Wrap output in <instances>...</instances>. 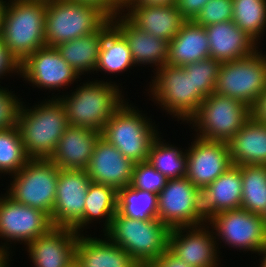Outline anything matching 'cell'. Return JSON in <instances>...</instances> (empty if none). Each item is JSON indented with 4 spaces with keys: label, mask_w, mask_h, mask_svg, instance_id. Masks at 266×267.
Instances as JSON below:
<instances>
[{
    "label": "cell",
    "mask_w": 266,
    "mask_h": 267,
    "mask_svg": "<svg viewBox=\"0 0 266 267\" xmlns=\"http://www.w3.org/2000/svg\"><path fill=\"white\" fill-rule=\"evenodd\" d=\"M98 79L101 78H92V81L87 78L76 85V89L57 97L64 106L69 125L102 131L110 117L127 100L122 83L117 84L111 77L110 81Z\"/></svg>",
    "instance_id": "6da1fadb"
},
{
    "label": "cell",
    "mask_w": 266,
    "mask_h": 267,
    "mask_svg": "<svg viewBox=\"0 0 266 267\" xmlns=\"http://www.w3.org/2000/svg\"><path fill=\"white\" fill-rule=\"evenodd\" d=\"M46 10L47 0H5L0 37L19 63L46 45Z\"/></svg>",
    "instance_id": "7a4b0ae2"
},
{
    "label": "cell",
    "mask_w": 266,
    "mask_h": 267,
    "mask_svg": "<svg viewBox=\"0 0 266 267\" xmlns=\"http://www.w3.org/2000/svg\"><path fill=\"white\" fill-rule=\"evenodd\" d=\"M47 97L32 106L22 101L18 112L17 126L30 158L49 159L69 126L59 99Z\"/></svg>",
    "instance_id": "3957f363"
},
{
    "label": "cell",
    "mask_w": 266,
    "mask_h": 267,
    "mask_svg": "<svg viewBox=\"0 0 266 267\" xmlns=\"http://www.w3.org/2000/svg\"><path fill=\"white\" fill-rule=\"evenodd\" d=\"M129 101L110 117L101 136L134 163L148 161L151 146L161 131L152 116Z\"/></svg>",
    "instance_id": "277c9868"
},
{
    "label": "cell",
    "mask_w": 266,
    "mask_h": 267,
    "mask_svg": "<svg viewBox=\"0 0 266 267\" xmlns=\"http://www.w3.org/2000/svg\"><path fill=\"white\" fill-rule=\"evenodd\" d=\"M170 230L157 218L141 221L125 217L117 211L104 234L141 267H148L168 248Z\"/></svg>",
    "instance_id": "5b68a950"
},
{
    "label": "cell",
    "mask_w": 266,
    "mask_h": 267,
    "mask_svg": "<svg viewBox=\"0 0 266 267\" xmlns=\"http://www.w3.org/2000/svg\"><path fill=\"white\" fill-rule=\"evenodd\" d=\"M153 74L144 93L166 115L181 120L180 124L187 123L203 101L193 89L190 73L184 67L165 64Z\"/></svg>",
    "instance_id": "8992f818"
},
{
    "label": "cell",
    "mask_w": 266,
    "mask_h": 267,
    "mask_svg": "<svg viewBox=\"0 0 266 267\" xmlns=\"http://www.w3.org/2000/svg\"><path fill=\"white\" fill-rule=\"evenodd\" d=\"M98 7L69 0H48L45 13L46 45L56 47L97 30L108 20Z\"/></svg>",
    "instance_id": "52a82bcc"
},
{
    "label": "cell",
    "mask_w": 266,
    "mask_h": 267,
    "mask_svg": "<svg viewBox=\"0 0 266 267\" xmlns=\"http://www.w3.org/2000/svg\"><path fill=\"white\" fill-rule=\"evenodd\" d=\"M251 116V108L242 101L212 93L185 125L201 139L227 143Z\"/></svg>",
    "instance_id": "ba28073f"
},
{
    "label": "cell",
    "mask_w": 266,
    "mask_h": 267,
    "mask_svg": "<svg viewBox=\"0 0 266 267\" xmlns=\"http://www.w3.org/2000/svg\"><path fill=\"white\" fill-rule=\"evenodd\" d=\"M59 168L50 159L31 158L10 176L5 194L13 201L52 215Z\"/></svg>",
    "instance_id": "9c48e42d"
},
{
    "label": "cell",
    "mask_w": 266,
    "mask_h": 267,
    "mask_svg": "<svg viewBox=\"0 0 266 267\" xmlns=\"http://www.w3.org/2000/svg\"><path fill=\"white\" fill-rule=\"evenodd\" d=\"M266 90V52L260 48L234 61L221 62L214 93L252 108Z\"/></svg>",
    "instance_id": "30bf717a"
},
{
    "label": "cell",
    "mask_w": 266,
    "mask_h": 267,
    "mask_svg": "<svg viewBox=\"0 0 266 267\" xmlns=\"http://www.w3.org/2000/svg\"><path fill=\"white\" fill-rule=\"evenodd\" d=\"M207 224L213 230L218 249H221L223 242L237 252L247 251L246 253L258 255L266 247L263 215L239 208L217 213L207 220Z\"/></svg>",
    "instance_id": "8fae6325"
},
{
    "label": "cell",
    "mask_w": 266,
    "mask_h": 267,
    "mask_svg": "<svg viewBox=\"0 0 266 267\" xmlns=\"http://www.w3.org/2000/svg\"><path fill=\"white\" fill-rule=\"evenodd\" d=\"M53 228L50 217L33 207L13 201L5 193L0 195V246L13 254L17 244L26 246ZM4 242H3V241ZM13 246H12V245ZM12 251V252H11Z\"/></svg>",
    "instance_id": "7c38bea8"
},
{
    "label": "cell",
    "mask_w": 266,
    "mask_h": 267,
    "mask_svg": "<svg viewBox=\"0 0 266 267\" xmlns=\"http://www.w3.org/2000/svg\"><path fill=\"white\" fill-rule=\"evenodd\" d=\"M157 219L170 229L207 223L201 208V191L186 177L168 179L158 193Z\"/></svg>",
    "instance_id": "4fadbf2b"
},
{
    "label": "cell",
    "mask_w": 266,
    "mask_h": 267,
    "mask_svg": "<svg viewBox=\"0 0 266 267\" xmlns=\"http://www.w3.org/2000/svg\"><path fill=\"white\" fill-rule=\"evenodd\" d=\"M19 78H23L24 83L32 84L30 86L33 88L46 89L45 93L47 90L49 93L53 91L51 98H57L63 93L60 92L61 89L66 91L70 85H76L82 80L57 49L47 45L37 49L20 63ZM56 90L59 93L55 94Z\"/></svg>",
    "instance_id": "5bb4252c"
},
{
    "label": "cell",
    "mask_w": 266,
    "mask_h": 267,
    "mask_svg": "<svg viewBox=\"0 0 266 267\" xmlns=\"http://www.w3.org/2000/svg\"><path fill=\"white\" fill-rule=\"evenodd\" d=\"M168 249L191 267H221L222 252L207 223L171 229Z\"/></svg>",
    "instance_id": "9a60e30c"
},
{
    "label": "cell",
    "mask_w": 266,
    "mask_h": 267,
    "mask_svg": "<svg viewBox=\"0 0 266 267\" xmlns=\"http://www.w3.org/2000/svg\"><path fill=\"white\" fill-rule=\"evenodd\" d=\"M188 144L186 178L200 191L215 181L233 164L228 143L193 136Z\"/></svg>",
    "instance_id": "2e32d148"
},
{
    "label": "cell",
    "mask_w": 266,
    "mask_h": 267,
    "mask_svg": "<svg viewBox=\"0 0 266 267\" xmlns=\"http://www.w3.org/2000/svg\"><path fill=\"white\" fill-rule=\"evenodd\" d=\"M92 180L82 169H60L51 215L53 227L72 228L84 215L85 199Z\"/></svg>",
    "instance_id": "e0dca14e"
},
{
    "label": "cell",
    "mask_w": 266,
    "mask_h": 267,
    "mask_svg": "<svg viewBox=\"0 0 266 267\" xmlns=\"http://www.w3.org/2000/svg\"><path fill=\"white\" fill-rule=\"evenodd\" d=\"M98 39L100 49L94 75L100 72L116 76L128 70L130 73V69L136 67L128 42L122 35V13L108 18L98 29Z\"/></svg>",
    "instance_id": "ac0fdd59"
},
{
    "label": "cell",
    "mask_w": 266,
    "mask_h": 267,
    "mask_svg": "<svg viewBox=\"0 0 266 267\" xmlns=\"http://www.w3.org/2000/svg\"><path fill=\"white\" fill-rule=\"evenodd\" d=\"M78 236L72 228L53 227L29 242L24 250L33 267H70L75 261Z\"/></svg>",
    "instance_id": "d6986e66"
},
{
    "label": "cell",
    "mask_w": 266,
    "mask_h": 267,
    "mask_svg": "<svg viewBox=\"0 0 266 267\" xmlns=\"http://www.w3.org/2000/svg\"><path fill=\"white\" fill-rule=\"evenodd\" d=\"M135 163L102 136L96 141L93 155L86 169L92 182L111 186L117 191L132 182Z\"/></svg>",
    "instance_id": "ffe728a7"
},
{
    "label": "cell",
    "mask_w": 266,
    "mask_h": 267,
    "mask_svg": "<svg viewBox=\"0 0 266 267\" xmlns=\"http://www.w3.org/2000/svg\"><path fill=\"white\" fill-rule=\"evenodd\" d=\"M122 14L140 30L167 42L173 39L186 21L176 3L157 6H124Z\"/></svg>",
    "instance_id": "44dd1931"
},
{
    "label": "cell",
    "mask_w": 266,
    "mask_h": 267,
    "mask_svg": "<svg viewBox=\"0 0 266 267\" xmlns=\"http://www.w3.org/2000/svg\"><path fill=\"white\" fill-rule=\"evenodd\" d=\"M101 131L69 125L49 158L59 169L88 168Z\"/></svg>",
    "instance_id": "7402d4cb"
},
{
    "label": "cell",
    "mask_w": 266,
    "mask_h": 267,
    "mask_svg": "<svg viewBox=\"0 0 266 267\" xmlns=\"http://www.w3.org/2000/svg\"><path fill=\"white\" fill-rule=\"evenodd\" d=\"M209 40L210 58L220 62L244 58L260 45L232 21L214 23L205 27Z\"/></svg>",
    "instance_id": "603a6c76"
},
{
    "label": "cell",
    "mask_w": 266,
    "mask_h": 267,
    "mask_svg": "<svg viewBox=\"0 0 266 267\" xmlns=\"http://www.w3.org/2000/svg\"><path fill=\"white\" fill-rule=\"evenodd\" d=\"M93 233L81 234L77 238L75 261L80 267H141L105 234H100L98 238Z\"/></svg>",
    "instance_id": "cb8c5ba5"
},
{
    "label": "cell",
    "mask_w": 266,
    "mask_h": 267,
    "mask_svg": "<svg viewBox=\"0 0 266 267\" xmlns=\"http://www.w3.org/2000/svg\"><path fill=\"white\" fill-rule=\"evenodd\" d=\"M241 166L232 165L201 191V208L206 221L213 215L241 208Z\"/></svg>",
    "instance_id": "d4e9b609"
},
{
    "label": "cell",
    "mask_w": 266,
    "mask_h": 267,
    "mask_svg": "<svg viewBox=\"0 0 266 267\" xmlns=\"http://www.w3.org/2000/svg\"><path fill=\"white\" fill-rule=\"evenodd\" d=\"M227 143L233 165H266V124L253 116Z\"/></svg>",
    "instance_id": "484cf974"
},
{
    "label": "cell",
    "mask_w": 266,
    "mask_h": 267,
    "mask_svg": "<svg viewBox=\"0 0 266 267\" xmlns=\"http://www.w3.org/2000/svg\"><path fill=\"white\" fill-rule=\"evenodd\" d=\"M85 201L84 215L72 229L79 235L89 233L85 229L92 228L91 224L94 226L97 221L103 223L100 232L105 233L118 210V191L111 186L91 182Z\"/></svg>",
    "instance_id": "4316f807"
},
{
    "label": "cell",
    "mask_w": 266,
    "mask_h": 267,
    "mask_svg": "<svg viewBox=\"0 0 266 267\" xmlns=\"http://www.w3.org/2000/svg\"><path fill=\"white\" fill-rule=\"evenodd\" d=\"M207 58H210V51L205 27L185 21L168 43L167 64L183 67Z\"/></svg>",
    "instance_id": "83f0119b"
},
{
    "label": "cell",
    "mask_w": 266,
    "mask_h": 267,
    "mask_svg": "<svg viewBox=\"0 0 266 267\" xmlns=\"http://www.w3.org/2000/svg\"><path fill=\"white\" fill-rule=\"evenodd\" d=\"M122 35L128 42L135 66L155 67L152 72L167 64L168 43L133 25L122 14ZM145 65V66H144Z\"/></svg>",
    "instance_id": "f1b7e54d"
},
{
    "label": "cell",
    "mask_w": 266,
    "mask_h": 267,
    "mask_svg": "<svg viewBox=\"0 0 266 267\" xmlns=\"http://www.w3.org/2000/svg\"><path fill=\"white\" fill-rule=\"evenodd\" d=\"M55 48L80 77L94 74L100 49L98 30L80 38L63 42Z\"/></svg>",
    "instance_id": "f546056e"
},
{
    "label": "cell",
    "mask_w": 266,
    "mask_h": 267,
    "mask_svg": "<svg viewBox=\"0 0 266 267\" xmlns=\"http://www.w3.org/2000/svg\"><path fill=\"white\" fill-rule=\"evenodd\" d=\"M161 134L151 146L148 162L167 179L185 177L187 167L186 149L177 147L174 143H168Z\"/></svg>",
    "instance_id": "4dcf8cb0"
},
{
    "label": "cell",
    "mask_w": 266,
    "mask_h": 267,
    "mask_svg": "<svg viewBox=\"0 0 266 267\" xmlns=\"http://www.w3.org/2000/svg\"><path fill=\"white\" fill-rule=\"evenodd\" d=\"M241 208L251 213L266 214V165L241 166Z\"/></svg>",
    "instance_id": "1f68e13d"
},
{
    "label": "cell",
    "mask_w": 266,
    "mask_h": 267,
    "mask_svg": "<svg viewBox=\"0 0 266 267\" xmlns=\"http://www.w3.org/2000/svg\"><path fill=\"white\" fill-rule=\"evenodd\" d=\"M232 21L260 45L266 31V0H233Z\"/></svg>",
    "instance_id": "d6a6232c"
},
{
    "label": "cell",
    "mask_w": 266,
    "mask_h": 267,
    "mask_svg": "<svg viewBox=\"0 0 266 267\" xmlns=\"http://www.w3.org/2000/svg\"><path fill=\"white\" fill-rule=\"evenodd\" d=\"M158 195L126 186L118 191V212L141 221L157 218Z\"/></svg>",
    "instance_id": "836d02e7"
},
{
    "label": "cell",
    "mask_w": 266,
    "mask_h": 267,
    "mask_svg": "<svg viewBox=\"0 0 266 267\" xmlns=\"http://www.w3.org/2000/svg\"><path fill=\"white\" fill-rule=\"evenodd\" d=\"M30 159L17 125L0 130V176L16 174Z\"/></svg>",
    "instance_id": "e575fe53"
},
{
    "label": "cell",
    "mask_w": 266,
    "mask_h": 267,
    "mask_svg": "<svg viewBox=\"0 0 266 267\" xmlns=\"http://www.w3.org/2000/svg\"><path fill=\"white\" fill-rule=\"evenodd\" d=\"M221 62L207 58L183 66L192 76L193 89L204 100L214 93Z\"/></svg>",
    "instance_id": "d590c367"
},
{
    "label": "cell",
    "mask_w": 266,
    "mask_h": 267,
    "mask_svg": "<svg viewBox=\"0 0 266 267\" xmlns=\"http://www.w3.org/2000/svg\"><path fill=\"white\" fill-rule=\"evenodd\" d=\"M167 178L148 161L135 163L132 182L129 186L142 191L158 193L165 187Z\"/></svg>",
    "instance_id": "8d00e7d4"
},
{
    "label": "cell",
    "mask_w": 266,
    "mask_h": 267,
    "mask_svg": "<svg viewBox=\"0 0 266 267\" xmlns=\"http://www.w3.org/2000/svg\"><path fill=\"white\" fill-rule=\"evenodd\" d=\"M233 18V0H209L193 20L203 27L230 21Z\"/></svg>",
    "instance_id": "74e56055"
},
{
    "label": "cell",
    "mask_w": 266,
    "mask_h": 267,
    "mask_svg": "<svg viewBox=\"0 0 266 267\" xmlns=\"http://www.w3.org/2000/svg\"><path fill=\"white\" fill-rule=\"evenodd\" d=\"M0 84V130L17 125L18 112L23 98ZM16 94V95H15Z\"/></svg>",
    "instance_id": "f35d334b"
},
{
    "label": "cell",
    "mask_w": 266,
    "mask_h": 267,
    "mask_svg": "<svg viewBox=\"0 0 266 267\" xmlns=\"http://www.w3.org/2000/svg\"><path fill=\"white\" fill-rule=\"evenodd\" d=\"M15 75L20 77V63L10 54L0 37V80L7 76L14 78Z\"/></svg>",
    "instance_id": "ab89813d"
},
{
    "label": "cell",
    "mask_w": 266,
    "mask_h": 267,
    "mask_svg": "<svg viewBox=\"0 0 266 267\" xmlns=\"http://www.w3.org/2000/svg\"><path fill=\"white\" fill-rule=\"evenodd\" d=\"M81 3L90 4L98 7L109 18L116 17L118 14L123 13L124 0H69Z\"/></svg>",
    "instance_id": "60d3db41"
},
{
    "label": "cell",
    "mask_w": 266,
    "mask_h": 267,
    "mask_svg": "<svg viewBox=\"0 0 266 267\" xmlns=\"http://www.w3.org/2000/svg\"><path fill=\"white\" fill-rule=\"evenodd\" d=\"M209 0H176L182 17L186 21H193Z\"/></svg>",
    "instance_id": "b9f144b4"
},
{
    "label": "cell",
    "mask_w": 266,
    "mask_h": 267,
    "mask_svg": "<svg viewBox=\"0 0 266 267\" xmlns=\"http://www.w3.org/2000/svg\"><path fill=\"white\" fill-rule=\"evenodd\" d=\"M148 267H191L168 248L156 258Z\"/></svg>",
    "instance_id": "7bdbcfd3"
},
{
    "label": "cell",
    "mask_w": 266,
    "mask_h": 267,
    "mask_svg": "<svg viewBox=\"0 0 266 267\" xmlns=\"http://www.w3.org/2000/svg\"><path fill=\"white\" fill-rule=\"evenodd\" d=\"M251 113L256 120L266 124V90L259 96L251 108Z\"/></svg>",
    "instance_id": "ee69618b"
},
{
    "label": "cell",
    "mask_w": 266,
    "mask_h": 267,
    "mask_svg": "<svg viewBox=\"0 0 266 267\" xmlns=\"http://www.w3.org/2000/svg\"><path fill=\"white\" fill-rule=\"evenodd\" d=\"M176 0H124V6L172 5Z\"/></svg>",
    "instance_id": "f6af8a7d"
},
{
    "label": "cell",
    "mask_w": 266,
    "mask_h": 267,
    "mask_svg": "<svg viewBox=\"0 0 266 267\" xmlns=\"http://www.w3.org/2000/svg\"><path fill=\"white\" fill-rule=\"evenodd\" d=\"M12 253L0 246V267H11Z\"/></svg>",
    "instance_id": "bcb514c9"
},
{
    "label": "cell",
    "mask_w": 266,
    "mask_h": 267,
    "mask_svg": "<svg viewBox=\"0 0 266 267\" xmlns=\"http://www.w3.org/2000/svg\"><path fill=\"white\" fill-rule=\"evenodd\" d=\"M259 258L258 267H266V247L258 254Z\"/></svg>",
    "instance_id": "7dc6e473"
},
{
    "label": "cell",
    "mask_w": 266,
    "mask_h": 267,
    "mask_svg": "<svg viewBox=\"0 0 266 267\" xmlns=\"http://www.w3.org/2000/svg\"><path fill=\"white\" fill-rule=\"evenodd\" d=\"M5 0H0V31H1V17H2V11L4 9Z\"/></svg>",
    "instance_id": "c3c4849f"
},
{
    "label": "cell",
    "mask_w": 266,
    "mask_h": 267,
    "mask_svg": "<svg viewBox=\"0 0 266 267\" xmlns=\"http://www.w3.org/2000/svg\"><path fill=\"white\" fill-rule=\"evenodd\" d=\"M70 267H80V266L76 261H74V263Z\"/></svg>",
    "instance_id": "681fc988"
},
{
    "label": "cell",
    "mask_w": 266,
    "mask_h": 267,
    "mask_svg": "<svg viewBox=\"0 0 266 267\" xmlns=\"http://www.w3.org/2000/svg\"><path fill=\"white\" fill-rule=\"evenodd\" d=\"M264 219H265V226H266V214L264 215Z\"/></svg>",
    "instance_id": "f907efd6"
}]
</instances>
